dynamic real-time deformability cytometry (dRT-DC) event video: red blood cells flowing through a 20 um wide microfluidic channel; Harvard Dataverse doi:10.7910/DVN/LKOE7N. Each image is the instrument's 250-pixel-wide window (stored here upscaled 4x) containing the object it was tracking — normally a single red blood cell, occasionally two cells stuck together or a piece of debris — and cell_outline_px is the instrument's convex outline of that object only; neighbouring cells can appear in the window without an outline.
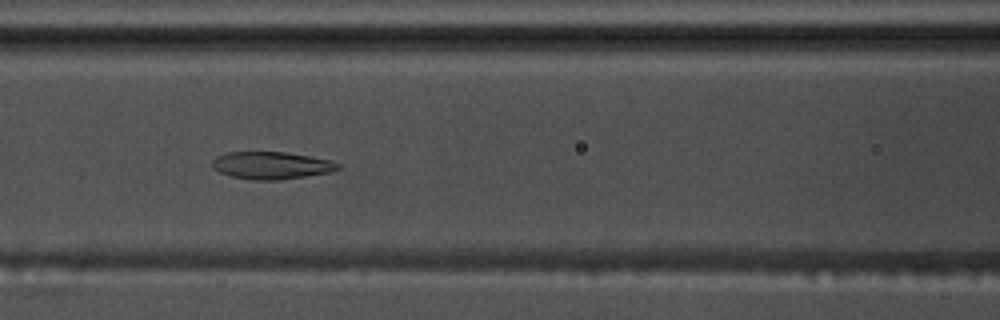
{"species": "common noctule bat (a hibernating species)", "species_latin": "Nyctalus noctula", "temperature_condition": "warm", "stored_images_in_passage": 57, "camera_frame_rate_fps": 3000, "um_per_image_px": 0.085, "animal": {"sex": "male", "body_mass_g": 17.5, "forearm_length_mm": 52.3}, "frame": {"image": 1, "passage_image": 25, "time_ms": 8.0, "image_size_px": [1000, 320], "cell_outline_px": [[344, 164], [340, 168], [328, 172], [304, 176], [276, 180], [256, 180], [232, 176], [220, 172], [212, 168], [212, 160], [216, 156], [228, 152], [284, 152], [308, 156], [328, 160]], "centroid_in_image_um": [23.05, 14.05], "position_along_channel_um": 143.6, "area_um2": 19.83}}
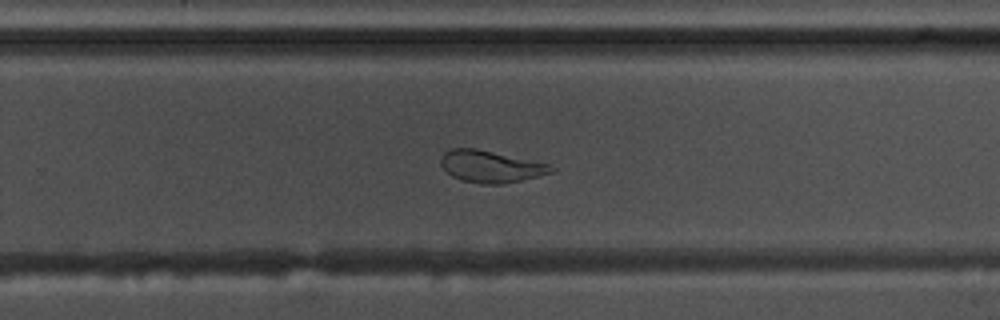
{"frame": {"image": 2, "passage_image": 37, "time_ms": 12.0, "image_size_px": [1000, 320], "cell_outline_px": [[556, 168], [552, 172], [520, 180], [500, 184], [480, 184], [460, 180], [452, 176], [440, 164], [440, 160], [444, 152], [448, 148], [476, 148], [548, 164]], "centroid_in_image_um": [41.65, 14.15], "position_along_channel_um": 288.2, "area_um2": 20.29}}
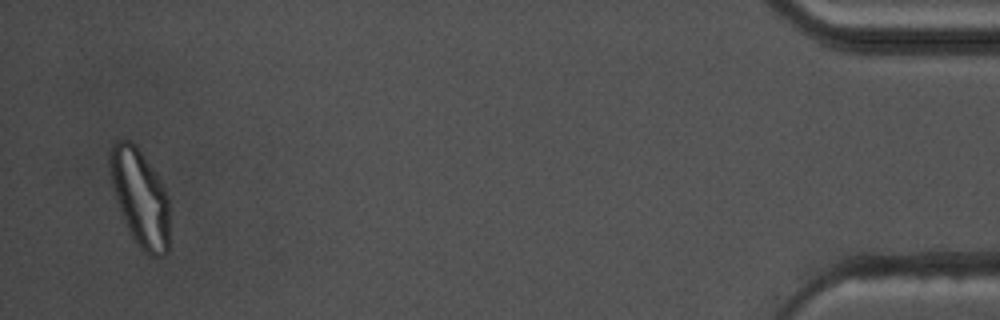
{"frame": {"image": 3, "passage_image": 55, "time_ms": 18.0, "image_size_px": [1000, 320], "cell_outline_px": [[168, 252], [164, 256], [152, 256], [144, 252], [140, 248], [132, 236], [120, 212], [112, 188], [108, 172], [108, 152], [112, 144], [116, 140], [128, 140], [136, 144], [160, 180], [168, 196]], "centroid_in_image_um": [11.86, 16.76], "position_along_channel_um": 423.3, "area_um2": 33.93}, "authors_computed_cell_mechanics": {"area_um2": 24.5072, "velocity_mm_per_s": 3.6228, "shape_relaxation_time_tau1_ms": null, "shape_relaxation_time_tau2_ms": 1.8168, "deformation_change_tau1": null, "deformation_change_tau2": 0.0759}}